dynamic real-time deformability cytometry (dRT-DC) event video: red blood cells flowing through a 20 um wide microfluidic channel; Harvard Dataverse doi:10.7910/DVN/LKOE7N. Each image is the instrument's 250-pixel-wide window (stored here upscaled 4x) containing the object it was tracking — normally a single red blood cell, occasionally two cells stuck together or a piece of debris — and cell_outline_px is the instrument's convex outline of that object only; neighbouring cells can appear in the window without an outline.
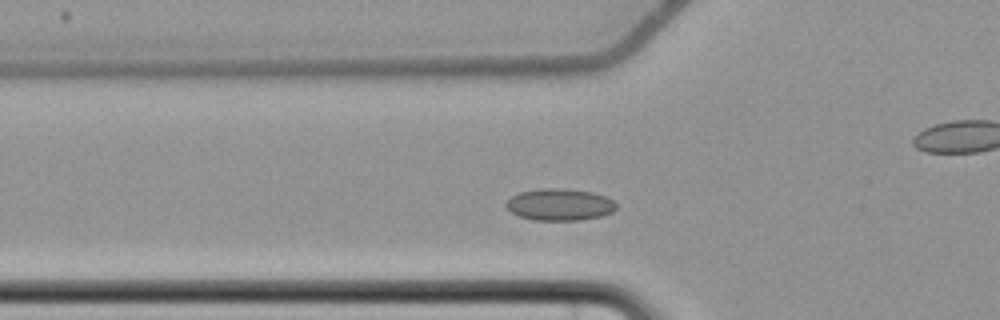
{"species": "common noctule bat (a hibernating species)", "species_latin": "Nyctalus noctula", "temperature_condition": "cold", "stored_images_in_passage": 49, "camera_frame_rate_fps": 3000, "um_per_image_px": 0.085, "animal": {"sex": "female", "body_mass_g": 22.7, "forearm_length_mm": 54.2}, "frame": {"image": 1, "passage_image": 11, "time_ms": 3.333, "image_size_px": [1000, 320], "cell_outline_px": [[616, 208], [612, 212], [600, 216], [580, 220], [532, 220], [520, 216], [512, 212], [504, 204], [512, 196], [520, 192], [544, 188], [560, 188], [592, 192], [604, 196], [612, 200], [616, 204]], "centroid_in_image_um": [47.56, 17.39], "position_along_channel_um": 78.2, "area_um2": 20.23}}
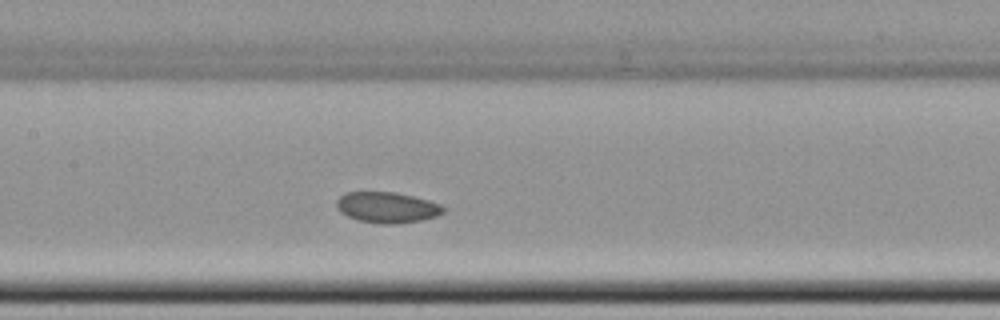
{"frame": {"image": 2, "passage_image": 19, "time_ms": 6.0, "image_size_px": [1000, 320], "cell_outline_px": [[444, 212], [436, 216], [420, 220], [392, 224], [380, 224], [356, 220], [340, 212], [336, 204], [336, 200], [340, 196], [348, 192], [396, 192], [428, 200], [440, 204], [444, 208]], "centroid_in_image_um": [32.88, 17.63], "position_along_channel_um": 174.5, "area_um2": 19.07}}
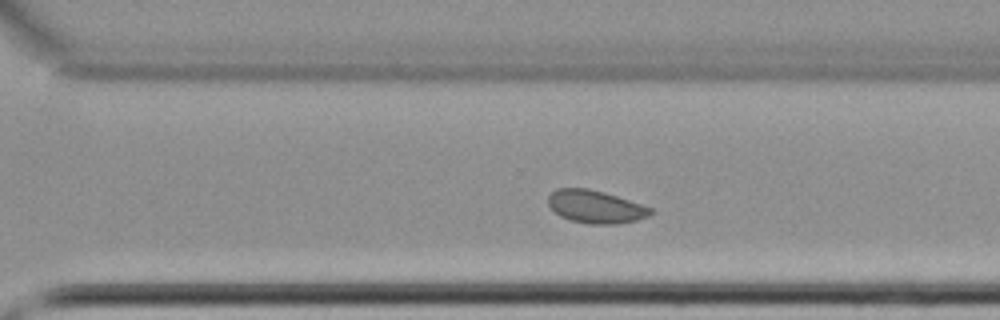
{"frame": {"image": 3, "passage_image": 31, "time_ms": 10.0, "image_size_px": [1000, 320], "cell_outline_px": [[652, 212], [648, 216], [636, 220], [616, 224], [588, 224], [572, 220], [560, 216], [548, 204], [548, 196], [556, 188], [588, 188], [604, 192], [652, 208]], "centroid_in_image_um": [50.6, 17.57], "position_along_channel_um": 320.0, "area_um2": 19.36}, "authors_computed_cell_mechanics": {"area_um2": 19.7098, "velocity_mm_per_s": 3.6339, "shape_relaxation_time_tau1_ms": null, "shape_relaxation_time_tau2_ms": 2.7377, "deformation_change_tau1": null, "deformation_change_tau2": 0.0553}}